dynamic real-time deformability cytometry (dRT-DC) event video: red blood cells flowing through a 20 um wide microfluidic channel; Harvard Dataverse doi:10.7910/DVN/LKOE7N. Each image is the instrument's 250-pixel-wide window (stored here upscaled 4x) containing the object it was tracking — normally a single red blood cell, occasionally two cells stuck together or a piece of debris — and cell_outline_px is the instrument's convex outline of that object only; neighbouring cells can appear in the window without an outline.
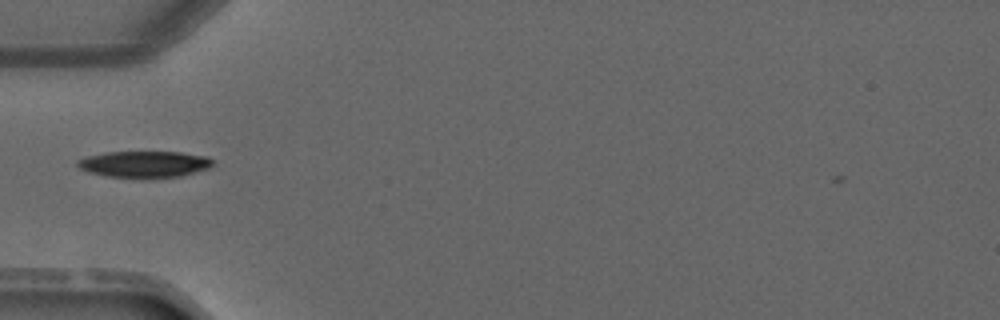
{"species": "common noctule bat (a hibernating species)", "species_latin": "Nyctalus noctula", "temperature_condition": "warm", "stored_images_in_passage": 1, "camera_frame_rate_fps": 3000, "um_per_image_px": 0.085, "animal": {"sex": "male", "forearm_length_mm": 52.5}, "frame": {"image": 1, "passage_image": 1, "time_ms": 0.0, "image_size_px": [1000, 320], "cell_outline_px": [[212, 168], [180, 176], [104, 176], [88, 172], [80, 168], [76, 164], [76, 160], [88, 156], [104, 152], [180, 152], [208, 156], [212, 160]], "centroid_in_image_um": [12.28, 13.93], "position_along_channel_um": 72.7, "area_um2": 20.46}}